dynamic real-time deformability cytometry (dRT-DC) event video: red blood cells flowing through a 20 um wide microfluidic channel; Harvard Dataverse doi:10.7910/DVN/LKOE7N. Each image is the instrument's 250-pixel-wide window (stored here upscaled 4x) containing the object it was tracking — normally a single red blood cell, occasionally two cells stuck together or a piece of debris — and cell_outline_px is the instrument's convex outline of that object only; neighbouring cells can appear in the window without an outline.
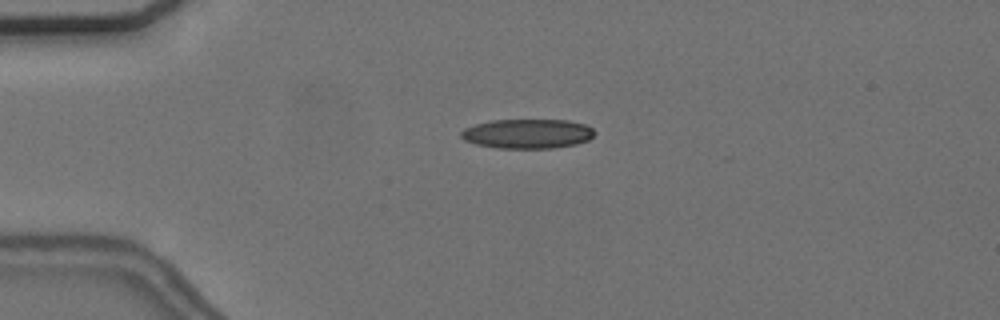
{"species": "common noctule bat (a hibernating species)", "species_latin": "Nyctalus noctula", "temperature_condition": "cold", "stored_images_in_passage": 43, "camera_frame_rate_fps": 3000, "um_per_image_px": 0.085, "animal": {"sex": "female", "body_mass_g": 24.6, "forearm_length_mm": 56.2}, "frame": {"image": 1, "passage_image": 2, "time_ms": 0.333, "image_size_px": [1000, 320], "cell_outline_px": [[596, 132], [588, 140], [576, 144], [556, 148], [496, 148], [476, 144], [464, 140], [460, 136], [460, 132], [464, 128], [476, 124], [492, 120], [568, 120], [588, 124]], "centroid_in_image_um": [44.85, 11.36], "position_along_channel_um": 40.1, "area_um2": 23.12}}
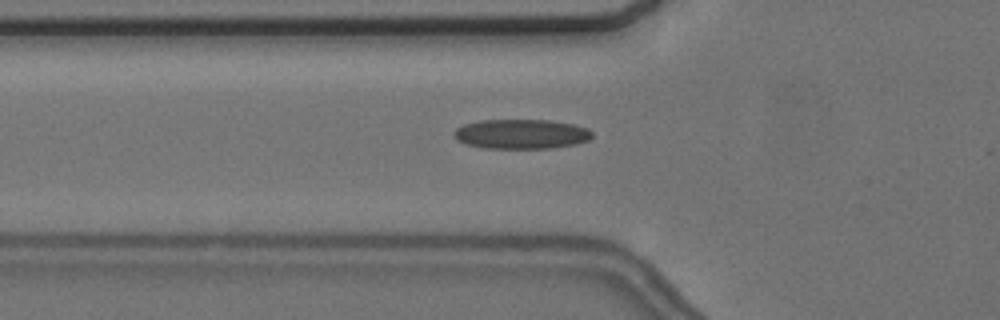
{"frame": {"image": 2, "passage_image": 8, "time_ms": 2.333, "image_size_px": [1000, 320], "cell_outline_px": [[592, 136], [588, 140], [576, 144], [552, 148], [484, 148], [464, 144], [456, 140], [452, 136], [452, 132], [456, 128], [464, 124], [480, 120], [548, 120], [572, 124], [588, 128], [592, 132]], "centroid_in_image_um": [44.25, 11.39], "position_along_channel_um": 81.5, "area_um2": 24.04}}
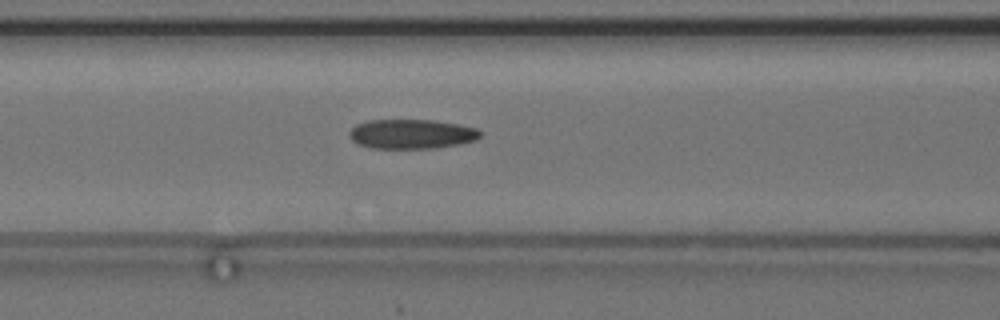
{"frame": {"image": 3, "passage_image": 12, "time_ms": 3.667, "image_size_px": [1000, 320], "cell_outline_px": [[484, 132], [476, 140], [460, 144], [436, 148], [368, 148], [356, 144], [348, 136], [348, 132], [356, 124], [368, 120], [432, 120], [456, 124], [476, 128]], "centroid_in_image_um": [34.96, 11.4], "position_along_channel_um": 131.6, "area_um2": 22.72}, "authors_computed_cell_mechanics": {"area_um2": 22.542, "velocity_mm_per_s": 3.6831, "shape_relaxation_time_tau1_ms": null, "shape_relaxation_time_tau2_ms": 3.2077, "deformation_change_tau1": null, "deformation_change_tau2": 0.125}}